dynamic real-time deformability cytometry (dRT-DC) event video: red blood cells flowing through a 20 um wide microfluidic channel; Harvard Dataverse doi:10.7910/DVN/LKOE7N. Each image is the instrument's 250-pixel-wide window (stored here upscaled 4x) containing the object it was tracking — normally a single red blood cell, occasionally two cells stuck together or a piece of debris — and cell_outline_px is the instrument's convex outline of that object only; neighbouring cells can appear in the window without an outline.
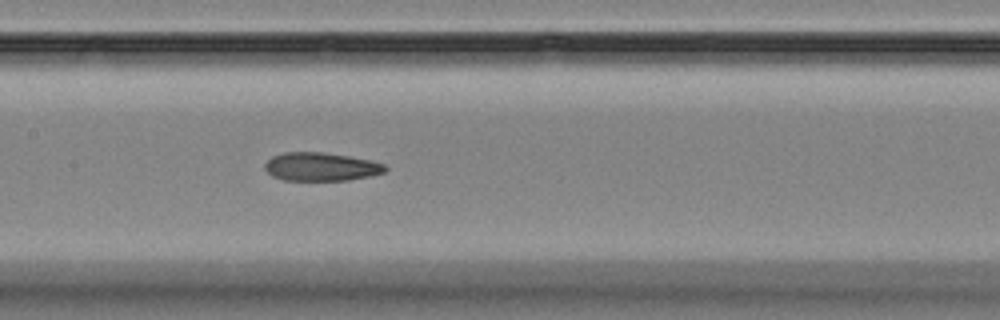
{"species": "Egyptian fruit bat (a non-hibernating species)", "species_latin": "Rousettus aegyptiacus", "temperature_condition": "room temperature", "stored_images_in_passage": 7, "camera_frame_rate_fps": 3000, "um_per_image_px": 0.085, "animal": {"sex": "female"}, "frame": {"image": 1, "passage_image": 7, "time_ms": 7.0, "image_size_px": [1000, 320], "cell_outline_px": [[388, 168], [384, 172], [372, 176], [348, 180], [284, 180], [272, 176], [264, 168], [264, 164], [272, 156], [284, 152], [324, 152], [348, 156], [368, 160], [384, 164]], "centroid_in_image_um": [27.27, 14.17], "position_along_channel_um": 180.1, "area_um2": 19.88}}